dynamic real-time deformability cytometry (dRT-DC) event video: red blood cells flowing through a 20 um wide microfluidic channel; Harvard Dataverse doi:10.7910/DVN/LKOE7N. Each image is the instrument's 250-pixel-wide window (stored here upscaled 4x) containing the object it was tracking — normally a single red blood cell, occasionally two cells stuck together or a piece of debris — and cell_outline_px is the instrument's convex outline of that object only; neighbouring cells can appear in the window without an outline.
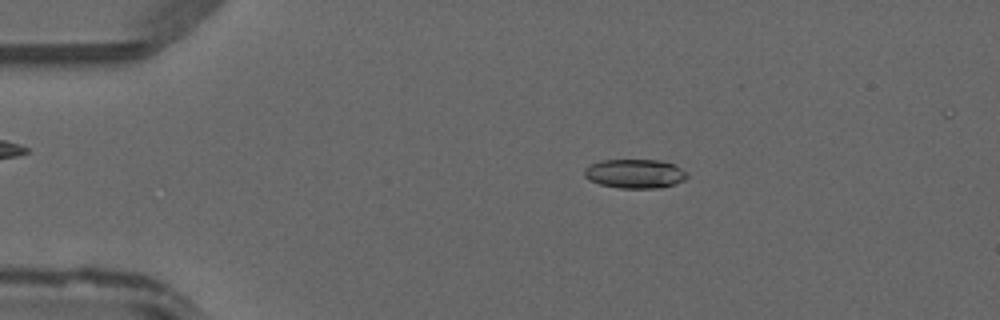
{"species": "common noctule bat (a hibernating species)", "species_latin": "Nyctalus noctula", "temperature_condition": "warm", "stored_images_in_passage": 41, "camera_frame_rate_fps": 3000, "um_per_image_px": 0.085, "animal": {"sex": "male", "forearm_length_mm": 52.5}, "frame": {"image": 1, "passage_image": 5, "time_ms": 1.333, "image_size_px": [1000, 320], "cell_outline_px": [[688, 176], [684, 180], [676, 184], [660, 188], [620, 188], [600, 184], [588, 180], [584, 176], [584, 168], [600, 160], [660, 160], [672, 164], [680, 168]], "centroid_in_image_um": [53.94, 14.77], "position_along_channel_um": 31.1, "area_um2": 17.4}}
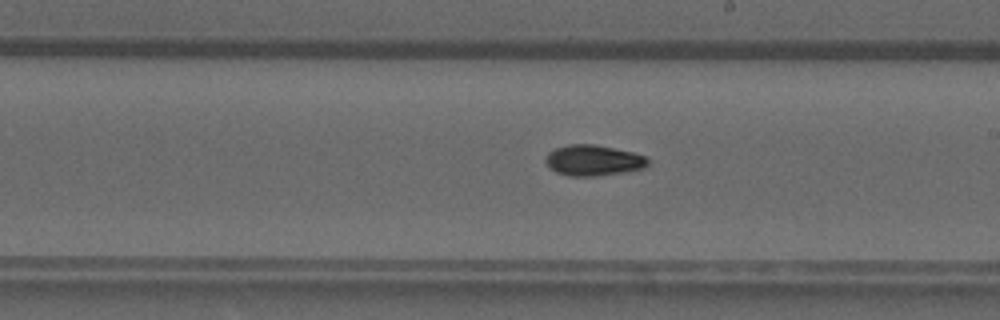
{"frame": {"image": 2, "passage_image": 23, "time_ms": 7.333, "image_size_px": [1000, 320], "cell_outline_px": [[648, 164], [644, 168], [624, 172], [596, 176], [568, 176], [556, 172], [544, 160], [544, 156], [548, 152], [556, 148], [568, 144], [592, 144], [632, 152], [644, 156], [648, 160]], "centroid_in_image_um": [50.4, 13.63], "position_along_channel_um": 238.6, "area_um2": 18.21}}
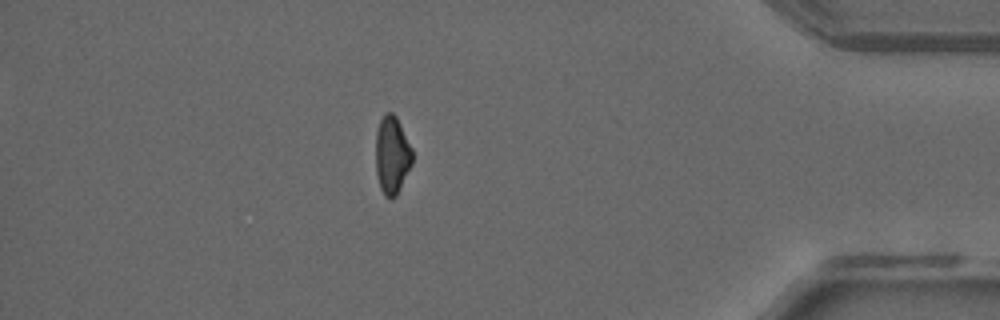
{"frame": {"image": 3, "passage_image": 37, "time_ms": 12.0, "image_size_px": [1000, 320], "cell_outline_px": [[412, 164], [396, 196], [384, 196], [380, 188], [376, 172], [376, 132], [380, 120], [388, 112], [392, 112], [396, 116], [412, 148]], "centroid_in_image_um": [33.32, 13.18], "position_along_channel_um": 401.9, "area_um2": 16.42}}